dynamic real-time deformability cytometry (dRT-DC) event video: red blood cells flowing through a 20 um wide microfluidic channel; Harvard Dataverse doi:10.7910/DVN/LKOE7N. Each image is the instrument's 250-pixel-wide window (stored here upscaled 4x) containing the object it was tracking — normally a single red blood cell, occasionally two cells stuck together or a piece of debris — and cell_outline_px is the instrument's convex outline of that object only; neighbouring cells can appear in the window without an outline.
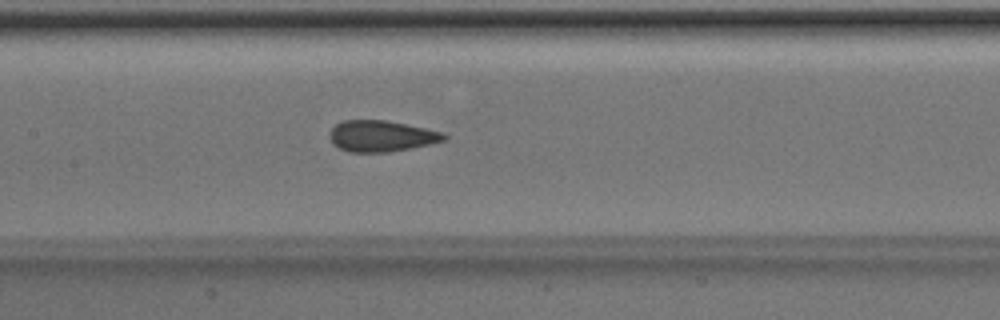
{"species": "Egyptian fruit bat (a non-hibernating species)", "species_latin": "Rousettus aegyptiacus", "temperature_condition": "room temperature", "stored_images_in_passage": 25, "camera_frame_rate_fps": 3000, "um_per_image_px": 0.085, "animal": {"sex": "male"}, "frame": {"image": 1, "passage_image": 15, "time_ms": 4.667, "image_size_px": [1000, 320], "cell_outline_px": [[448, 136], [444, 140], [412, 148], [388, 152], [348, 152], [332, 144], [328, 136], [328, 132], [336, 124], [344, 120], [388, 120], [444, 132]], "centroid_in_image_um": [32.38, 11.56], "position_along_channel_um": 175.0, "area_um2": 20.92}}
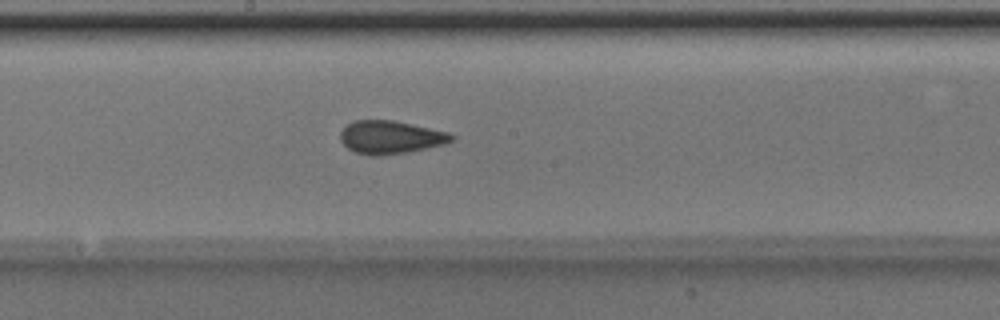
{"frame": {"image": 2, "passage_image": 18, "time_ms": 5.667, "image_size_px": [1000, 320], "cell_outline_px": [[456, 140], [444, 144], [428, 148], [408, 152], [384, 156], [368, 156], [356, 152], [348, 148], [340, 140], [340, 132], [352, 120], [392, 120], [448, 132], [456, 136]], "centroid_in_image_um": [33.21, 11.68], "position_along_channel_um": 215.0, "area_um2": 21.62}}
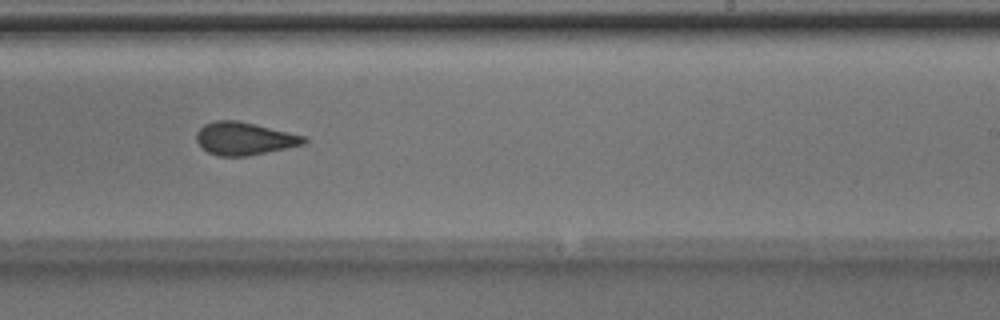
{"frame": {"image": 3, "passage_image": 22, "time_ms": 7.0, "image_size_px": [1000, 320], "cell_outline_px": [[308, 140], [304, 144], [248, 156], [216, 156], [208, 152], [196, 140], [196, 132], [204, 124], [216, 120], [236, 120], [304, 136]], "centroid_in_image_um": [20.73, 11.78], "position_along_channel_um": 268.3, "area_um2": 20.23}}